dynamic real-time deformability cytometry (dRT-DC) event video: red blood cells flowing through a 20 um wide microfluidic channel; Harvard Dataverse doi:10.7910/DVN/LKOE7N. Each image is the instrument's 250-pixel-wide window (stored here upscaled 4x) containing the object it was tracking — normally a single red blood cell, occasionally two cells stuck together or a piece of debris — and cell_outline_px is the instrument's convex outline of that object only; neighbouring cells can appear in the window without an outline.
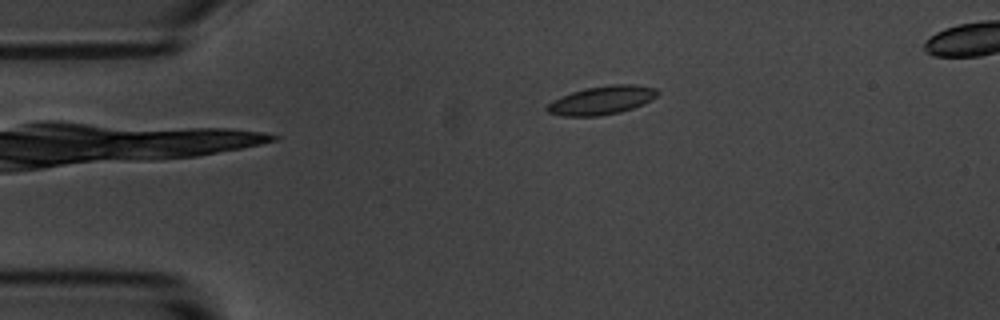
{"species": "common noctule bat (a hibernating species)", "species_latin": "Nyctalus noctula", "temperature_condition": "room temperature", "stored_images_in_passage": 3, "camera_frame_rate_fps": 3000, "um_per_image_px": 0.085, "animal": {"sex": "male", "body_mass_g": 20.1, "forearm_length_mm": 53.5}, "frame": {"image": 1, "passage_image": 3, "time_ms": 2.333, "image_size_px": [1000, 320], "cell_outline_px": [[660, 92], [652, 100], [644, 104], [620, 112], [596, 116], [560, 116], [548, 112], [544, 108], [552, 100], [560, 96], [584, 88], [612, 84], [636, 84], [656, 88]], "centroid_in_image_um": [51.15, 8.51], "position_along_channel_um": 33.9, "area_um2": 18.55}}